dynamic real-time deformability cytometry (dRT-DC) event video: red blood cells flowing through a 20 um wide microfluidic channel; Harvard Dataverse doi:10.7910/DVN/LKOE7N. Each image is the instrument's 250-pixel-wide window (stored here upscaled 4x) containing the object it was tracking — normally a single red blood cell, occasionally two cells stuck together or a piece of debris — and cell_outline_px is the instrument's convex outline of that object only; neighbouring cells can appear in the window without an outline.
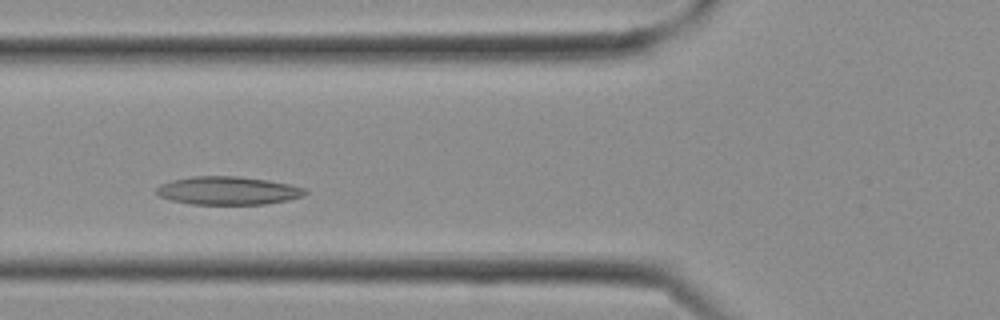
{"species": "Egyptian fruit bat (a non-hibernating species)", "species_latin": "Rousettus aegyptiacus", "temperature_condition": "cold", "stored_images_in_passage": 26, "camera_frame_rate_fps": 3000, "um_per_image_px": 0.085, "frame": {"image": 1, "passage_image": 7, "time_ms": 2.0, "image_size_px": [1000, 320], "cell_outline_px": [[308, 192], [304, 196], [288, 200], [264, 204], [192, 204], [172, 200], [160, 196], [156, 192], [156, 188], [160, 184], [172, 180], [192, 176], [240, 176], [268, 180], [288, 184], [304, 188]], "centroid_in_image_um": [19.38, 16.2], "position_along_channel_um": 106.4, "area_um2": 24.39}}
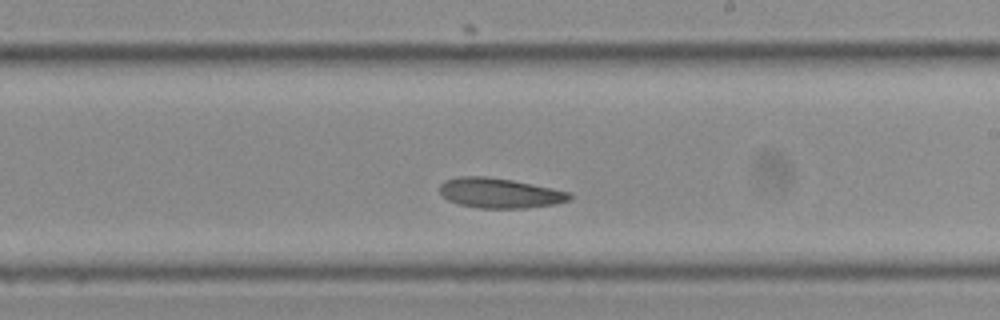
{"frame": {"image": 2, "passage_image": 13, "time_ms": 4.0, "image_size_px": [1000, 320], "cell_outline_px": [[572, 196], [568, 200], [556, 204], [524, 208], [480, 208], [460, 204], [448, 200], [440, 192], [440, 184], [444, 180], [460, 176], [488, 176], [512, 180], [572, 192]], "centroid_in_image_um": [42.48, 16.4], "position_along_channel_um": 246.5, "area_um2": 22.66}}
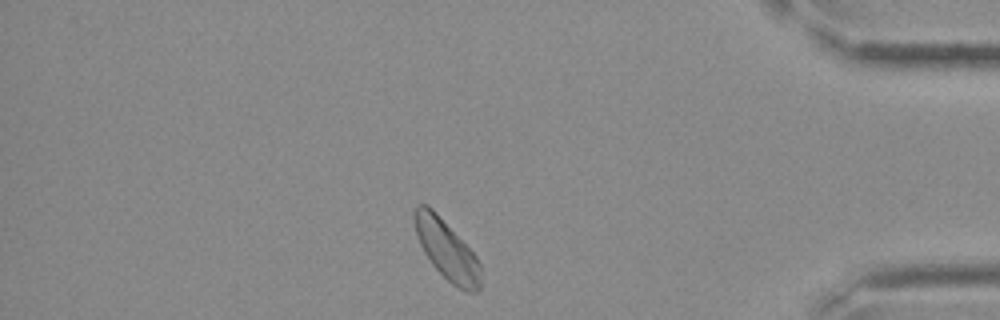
{"frame": {"image": 3, "passage_image": 21, "time_ms": 6.667, "image_size_px": [1000, 320], "cell_outline_px": [[480, 288], [476, 292], [464, 292], [452, 284], [432, 264], [424, 252], [416, 236], [412, 216], [412, 212], [416, 204], [428, 204], [436, 212], [476, 256], [480, 264]], "centroid_in_image_um": [37.93, 21.21], "position_along_channel_um": 397.3, "area_um2": 22.95}}